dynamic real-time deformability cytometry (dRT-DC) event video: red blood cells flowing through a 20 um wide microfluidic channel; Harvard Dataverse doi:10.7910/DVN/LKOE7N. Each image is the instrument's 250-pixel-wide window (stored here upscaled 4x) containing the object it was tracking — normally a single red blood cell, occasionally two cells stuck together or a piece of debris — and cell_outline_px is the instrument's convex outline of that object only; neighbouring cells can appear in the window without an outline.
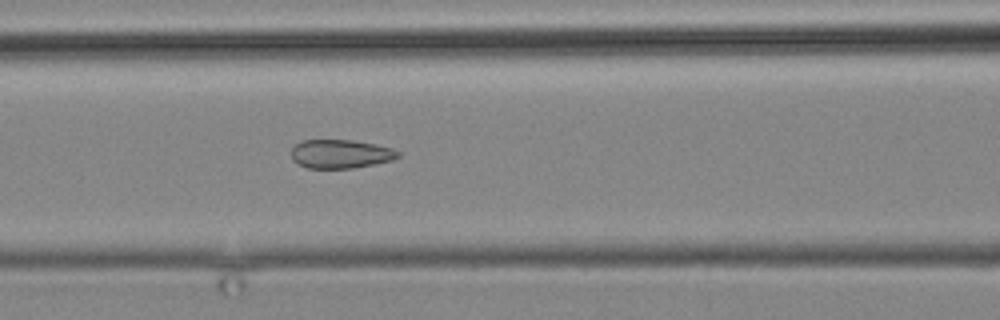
{"species": "common noctule bat (a hibernating species)", "species_latin": "Nyctalus noctula", "temperature_condition": "cold", "stored_images_in_passage": 11, "camera_frame_rate_fps": 3000, "um_per_image_px": 0.085, "animal": {"sex": "male", "body_mass_g": 19.2, "forearm_length_mm": 51.8}, "frame": {"image": 1, "passage_image": 11, "time_ms": 14.0, "image_size_px": [1000, 320], "cell_outline_px": [[400, 156], [392, 160], [352, 168], [308, 168], [292, 160], [292, 148], [300, 140], [352, 140], [376, 144], [392, 148], [400, 152]], "centroid_in_image_um": [28.95, 13.07], "position_along_channel_um": 137.6, "area_um2": 17.8}}